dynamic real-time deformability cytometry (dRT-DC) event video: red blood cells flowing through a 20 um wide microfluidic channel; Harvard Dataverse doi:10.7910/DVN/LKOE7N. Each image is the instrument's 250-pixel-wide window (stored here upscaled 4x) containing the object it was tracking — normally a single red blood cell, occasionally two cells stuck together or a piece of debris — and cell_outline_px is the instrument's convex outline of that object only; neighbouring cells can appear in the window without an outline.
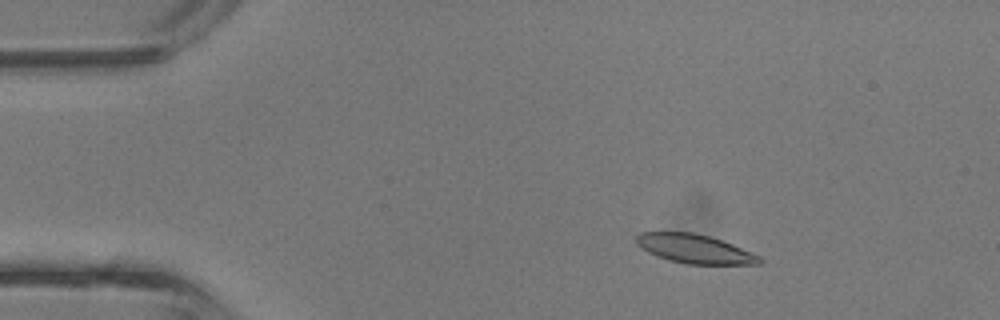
{"species": "common noctule bat (a hibernating species)", "species_latin": "Nyctalus noctula", "temperature_condition": "room temperature", "stored_images_in_passage": 3, "camera_frame_rate_fps": 3000, "um_per_image_px": 0.085, "animal": {"sex": "male", "body_mass_g": 13.3}, "frame": {"image": 1, "passage_image": 2, "time_ms": 0.333, "image_size_px": [1000, 320], "cell_outline_px": [[764, 260], [760, 264], [684, 264], [668, 260], [656, 256], [640, 248], [636, 244], [636, 236], [640, 232], [692, 232], [708, 236], [732, 244], [760, 256]], "centroid_in_image_um": [59.01, 21.16], "position_along_channel_um": 26.0, "area_um2": 20.81}}